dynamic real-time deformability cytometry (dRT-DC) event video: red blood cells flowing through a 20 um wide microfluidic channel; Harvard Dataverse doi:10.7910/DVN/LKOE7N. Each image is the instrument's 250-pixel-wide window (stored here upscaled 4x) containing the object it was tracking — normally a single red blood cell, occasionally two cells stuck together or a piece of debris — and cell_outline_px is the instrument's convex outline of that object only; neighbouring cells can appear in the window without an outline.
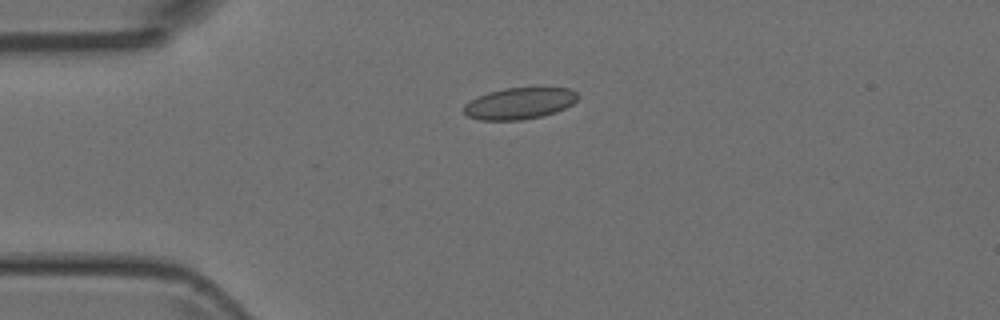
{"species": "Egyptian fruit bat (a non-hibernating species)", "species_latin": "Rousettus aegyptiacus", "temperature_condition": "room temperature", "stored_images_in_passage": 2, "camera_frame_rate_fps": 3000, "um_per_image_px": 0.085, "animal": {"sex": "female"}, "frame": {"image": 1, "passage_image": 1, "time_ms": 0.0, "image_size_px": [1000, 320], "cell_outline_px": [[580, 96], [572, 104], [556, 112], [540, 116], [520, 120], [480, 120], [468, 116], [464, 112], [464, 104], [488, 92], [504, 88], [568, 88], [576, 92]], "centroid_in_image_um": [44.16, 8.79], "position_along_channel_um": 40.8, "area_um2": 20.69}}